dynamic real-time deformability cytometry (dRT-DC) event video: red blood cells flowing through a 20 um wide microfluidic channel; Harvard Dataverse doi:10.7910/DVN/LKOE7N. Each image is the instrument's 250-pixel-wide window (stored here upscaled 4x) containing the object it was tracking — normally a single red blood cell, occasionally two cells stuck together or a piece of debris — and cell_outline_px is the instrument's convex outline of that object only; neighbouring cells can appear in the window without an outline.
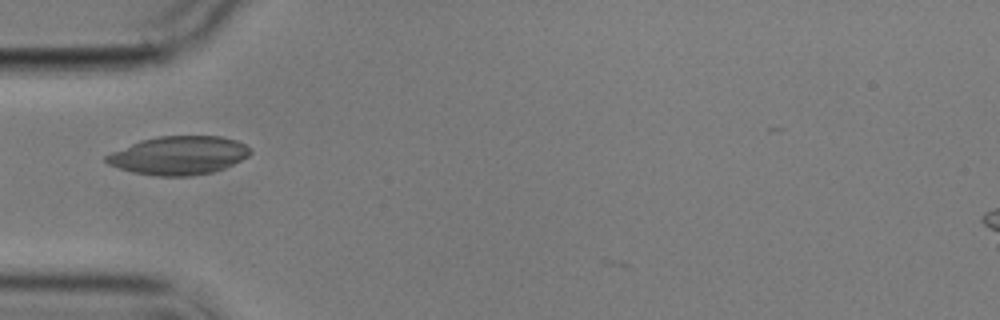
{"species": "common noctule bat (a hibernating species)", "species_latin": "Nyctalus noctula", "temperature_condition": "cold", "stored_images_in_passage": 2, "camera_frame_rate_fps": 3000, "um_per_image_px": 0.085, "animal": {"sex": "male", "body_mass_g": 17.9}, "frame": {"image": 1, "passage_image": 1, "time_ms": 0.0, "image_size_px": [1000, 320], "cell_outline_px": [[252, 152], [248, 156], [224, 168], [212, 172], [188, 176], [156, 176], [132, 172], [108, 164], [104, 160], [104, 156], [112, 152], [140, 140], [160, 136], [220, 136], [236, 140], [252, 148]], "centroid_in_image_um": [15.19, 13.21], "position_along_channel_um": 69.8, "area_um2": 32.19}}
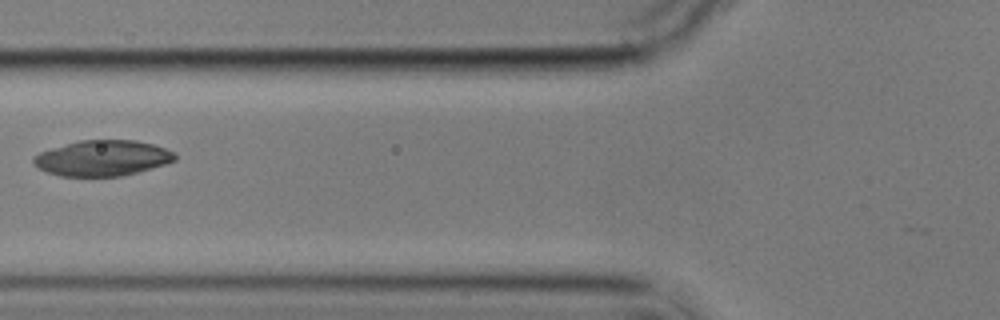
{"frame": {"image": 2, "passage_image": 2, "time_ms": 1.333, "image_size_px": [1000, 320], "cell_outline_px": [[176, 160], [164, 164], [136, 172], [120, 176], [60, 176], [48, 172], [32, 164], [32, 156], [40, 152], [52, 148], [80, 140], [136, 140], [152, 144], [176, 152]], "centroid_in_image_um": [8.69, 13.43], "position_along_channel_um": 117.1, "area_um2": 29.19}}